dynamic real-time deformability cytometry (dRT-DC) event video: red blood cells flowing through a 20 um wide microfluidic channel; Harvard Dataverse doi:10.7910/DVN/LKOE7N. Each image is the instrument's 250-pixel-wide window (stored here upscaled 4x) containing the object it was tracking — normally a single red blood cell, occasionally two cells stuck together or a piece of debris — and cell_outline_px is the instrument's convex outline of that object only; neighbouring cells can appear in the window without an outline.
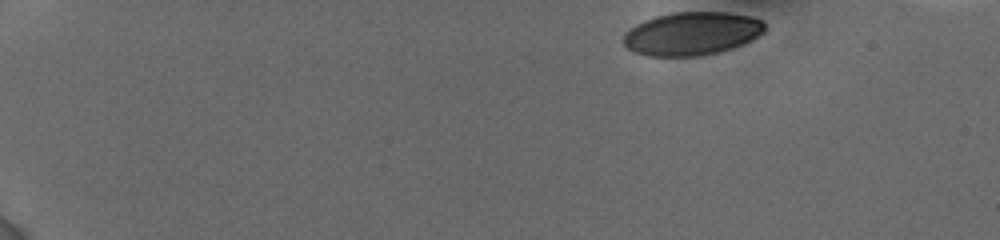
{"species": "human", "species_latin": "Homo sapiens", "temperature_condition": "cold", "stored_images_in_passage": 19, "camera_frame_rate_fps": 3000, "um_per_image_px": 0.085, "donor": {"sex": "female"}, "frame": {"image": 1, "passage_image": 1, "time_ms": 0.0, "image_size_px": [1000, 240], "cell_outline_px": [[764, 32], [732, 48], [700, 56], [648, 56], [632, 52], [624, 44], [624, 36], [636, 24], [644, 20], [656, 16], [672, 12], [728, 12], [748, 16], [760, 20], [764, 24]], "centroid_in_image_um": [58.77, 2.85], "position_along_channel_um": 26.2, "area_um2": 35.2}}
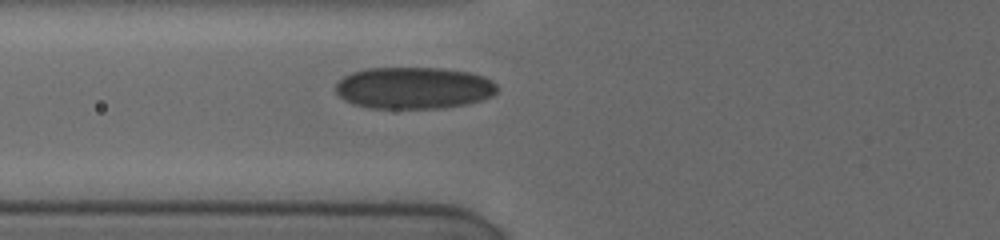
{"frame": {"image": 2, "passage_image": 11, "time_ms": 5.0, "image_size_px": [1000, 240], "cell_outline_px": [[500, 88], [492, 96], [480, 100], [464, 104], [440, 108], [372, 108], [356, 104], [344, 100], [336, 92], [336, 84], [344, 76], [352, 72], [368, 68], [444, 68], [472, 72], [484, 76], [492, 80]], "centroid_in_image_um": [35.21, 7.46], "position_along_channel_um": 90.6, "area_um2": 39.42}}
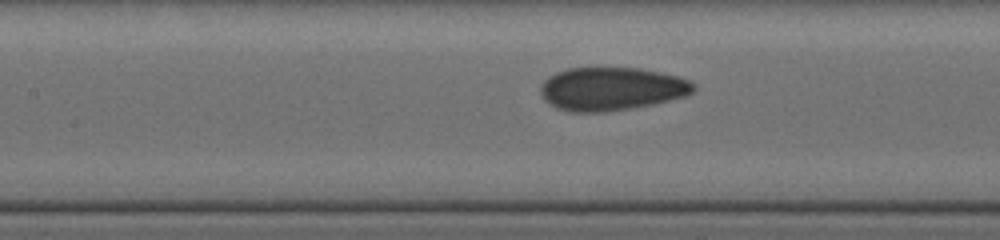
{"frame": {"image": 3, "passage_image": 16, "time_ms": 6.667, "image_size_px": [1000, 240], "cell_outline_px": [[696, 88], [692, 92], [684, 96], [652, 104], [604, 112], [568, 112], [556, 108], [544, 100], [540, 92], [540, 88], [544, 80], [548, 76], [556, 72], [568, 68], [640, 68], [660, 72], [676, 76], [688, 80], [696, 84]], "centroid_in_image_um": [51.94, 7.55], "position_along_channel_um": 155.5, "area_um2": 38.49}}